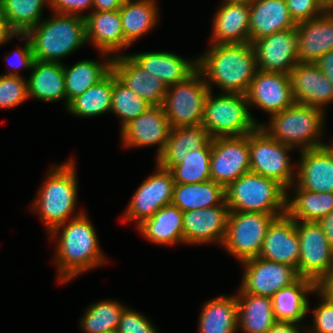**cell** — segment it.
Listing matches in <instances>:
<instances>
[{"mask_svg": "<svg viewBox=\"0 0 333 333\" xmlns=\"http://www.w3.org/2000/svg\"><path fill=\"white\" fill-rule=\"evenodd\" d=\"M84 211L55 227L48 235L55 240L54 264L57 281L71 282L90 270L108 263L99 245L97 231Z\"/></svg>", "mask_w": 333, "mask_h": 333, "instance_id": "cell-1", "label": "cell"}, {"mask_svg": "<svg viewBox=\"0 0 333 333\" xmlns=\"http://www.w3.org/2000/svg\"><path fill=\"white\" fill-rule=\"evenodd\" d=\"M209 48L197 56V69L212 91L246 94L258 71L251 43L208 44Z\"/></svg>", "mask_w": 333, "mask_h": 333, "instance_id": "cell-2", "label": "cell"}, {"mask_svg": "<svg viewBox=\"0 0 333 333\" xmlns=\"http://www.w3.org/2000/svg\"><path fill=\"white\" fill-rule=\"evenodd\" d=\"M75 161L71 157L61 164H51L30 204L29 208L40 217L47 233L84 212L83 209L74 212L77 208L79 185Z\"/></svg>", "mask_w": 333, "mask_h": 333, "instance_id": "cell-3", "label": "cell"}, {"mask_svg": "<svg viewBox=\"0 0 333 333\" xmlns=\"http://www.w3.org/2000/svg\"><path fill=\"white\" fill-rule=\"evenodd\" d=\"M42 19L25 35L29 38L33 58L38 61L58 62L87 44L85 18L52 13Z\"/></svg>", "mask_w": 333, "mask_h": 333, "instance_id": "cell-4", "label": "cell"}, {"mask_svg": "<svg viewBox=\"0 0 333 333\" xmlns=\"http://www.w3.org/2000/svg\"><path fill=\"white\" fill-rule=\"evenodd\" d=\"M326 112L320 108L294 102L290 107L268 117L260 127L276 141L302 150L327 145L323 142Z\"/></svg>", "mask_w": 333, "mask_h": 333, "instance_id": "cell-5", "label": "cell"}, {"mask_svg": "<svg viewBox=\"0 0 333 333\" xmlns=\"http://www.w3.org/2000/svg\"><path fill=\"white\" fill-rule=\"evenodd\" d=\"M229 211L286 213V189L276 180L248 172L225 188Z\"/></svg>", "mask_w": 333, "mask_h": 333, "instance_id": "cell-6", "label": "cell"}, {"mask_svg": "<svg viewBox=\"0 0 333 333\" xmlns=\"http://www.w3.org/2000/svg\"><path fill=\"white\" fill-rule=\"evenodd\" d=\"M249 109L246 94L209 91L204 104L202 125L211 138L243 136L253 132L261 123Z\"/></svg>", "mask_w": 333, "mask_h": 333, "instance_id": "cell-7", "label": "cell"}, {"mask_svg": "<svg viewBox=\"0 0 333 333\" xmlns=\"http://www.w3.org/2000/svg\"><path fill=\"white\" fill-rule=\"evenodd\" d=\"M249 149L250 172L276 180L286 190L295 183L297 163L290 156L293 147L276 141L258 126L249 133Z\"/></svg>", "mask_w": 333, "mask_h": 333, "instance_id": "cell-8", "label": "cell"}, {"mask_svg": "<svg viewBox=\"0 0 333 333\" xmlns=\"http://www.w3.org/2000/svg\"><path fill=\"white\" fill-rule=\"evenodd\" d=\"M279 216L281 215L229 211L222 249L235 257L239 264L258 257L269 225Z\"/></svg>", "mask_w": 333, "mask_h": 333, "instance_id": "cell-9", "label": "cell"}, {"mask_svg": "<svg viewBox=\"0 0 333 333\" xmlns=\"http://www.w3.org/2000/svg\"><path fill=\"white\" fill-rule=\"evenodd\" d=\"M209 91L198 69L186 80L168 86L162 107L171 128L200 125Z\"/></svg>", "mask_w": 333, "mask_h": 333, "instance_id": "cell-10", "label": "cell"}, {"mask_svg": "<svg viewBox=\"0 0 333 333\" xmlns=\"http://www.w3.org/2000/svg\"><path fill=\"white\" fill-rule=\"evenodd\" d=\"M296 230L300 243V258L296 271L299 277L318 284L333 270V249L318 222L296 221Z\"/></svg>", "mask_w": 333, "mask_h": 333, "instance_id": "cell-11", "label": "cell"}, {"mask_svg": "<svg viewBox=\"0 0 333 333\" xmlns=\"http://www.w3.org/2000/svg\"><path fill=\"white\" fill-rule=\"evenodd\" d=\"M175 182L170 170L156 164L154 173L148 176L134 192L126 206L122 222H133L135 227L152 217L161 207L171 204Z\"/></svg>", "mask_w": 333, "mask_h": 333, "instance_id": "cell-12", "label": "cell"}, {"mask_svg": "<svg viewBox=\"0 0 333 333\" xmlns=\"http://www.w3.org/2000/svg\"><path fill=\"white\" fill-rule=\"evenodd\" d=\"M250 172L249 134L212 138L210 178L226 188Z\"/></svg>", "mask_w": 333, "mask_h": 333, "instance_id": "cell-13", "label": "cell"}, {"mask_svg": "<svg viewBox=\"0 0 333 333\" xmlns=\"http://www.w3.org/2000/svg\"><path fill=\"white\" fill-rule=\"evenodd\" d=\"M240 265L243 267V274L238 288L247 294L272 297L278 290L299 278L294 267L261 257L246 260Z\"/></svg>", "mask_w": 333, "mask_h": 333, "instance_id": "cell-14", "label": "cell"}, {"mask_svg": "<svg viewBox=\"0 0 333 333\" xmlns=\"http://www.w3.org/2000/svg\"><path fill=\"white\" fill-rule=\"evenodd\" d=\"M251 45L259 70L289 74L298 63L296 27L275 32L251 42Z\"/></svg>", "mask_w": 333, "mask_h": 333, "instance_id": "cell-15", "label": "cell"}, {"mask_svg": "<svg viewBox=\"0 0 333 333\" xmlns=\"http://www.w3.org/2000/svg\"><path fill=\"white\" fill-rule=\"evenodd\" d=\"M246 96L250 111L254 107L267 113L269 117L294 103L289 74L259 69L250 83Z\"/></svg>", "mask_w": 333, "mask_h": 333, "instance_id": "cell-16", "label": "cell"}, {"mask_svg": "<svg viewBox=\"0 0 333 333\" xmlns=\"http://www.w3.org/2000/svg\"><path fill=\"white\" fill-rule=\"evenodd\" d=\"M171 131L162 106H151L120 130L123 148L157 147L155 158L164 149Z\"/></svg>", "mask_w": 333, "mask_h": 333, "instance_id": "cell-17", "label": "cell"}, {"mask_svg": "<svg viewBox=\"0 0 333 333\" xmlns=\"http://www.w3.org/2000/svg\"><path fill=\"white\" fill-rule=\"evenodd\" d=\"M229 208L224 201L210 208L183 212L184 245H221L225 238Z\"/></svg>", "mask_w": 333, "mask_h": 333, "instance_id": "cell-18", "label": "cell"}, {"mask_svg": "<svg viewBox=\"0 0 333 333\" xmlns=\"http://www.w3.org/2000/svg\"><path fill=\"white\" fill-rule=\"evenodd\" d=\"M295 183L303 190L333 193V146L299 151Z\"/></svg>", "mask_w": 333, "mask_h": 333, "instance_id": "cell-19", "label": "cell"}, {"mask_svg": "<svg viewBox=\"0 0 333 333\" xmlns=\"http://www.w3.org/2000/svg\"><path fill=\"white\" fill-rule=\"evenodd\" d=\"M289 78L294 102L324 111L333 103V84L315 63L298 62Z\"/></svg>", "mask_w": 333, "mask_h": 333, "instance_id": "cell-20", "label": "cell"}, {"mask_svg": "<svg viewBox=\"0 0 333 333\" xmlns=\"http://www.w3.org/2000/svg\"><path fill=\"white\" fill-rule=\"evenodd\" d=\"M300 243L296 221L286 213L276 217L269 225L260 254L265 260L298 268Z\"/></svg>", "mask_w": 333, "mask_h": 333, "instance_id": "cell-21", "label": "cell"}, {"mask_svg": "<svg viewBox=\"0 0 333 333\" xmlns=\"http://www.w3.org/2000/svg\"><path fill=\"white\" fill-rule=\"evenodd\" d=\"M112 72L116 78L152 106H162L167 86L142 69L129 55L113 57Z\"/></svg>", "mask_w": 333, "mask_h": 333, "instance_id": "cell-22", "label": "cell"}, {"mask_svg": "<svg viewBox=\"0 0 333 333\" xmlns=\"http://www.w3.org/2000/svg\"><path fill=\"white\" fill-rule=\"evenodd\" d=\"M250 6L221 2L212 19L209 44L250 43Z\"/></svg>", "mask_w": 333, "mask_h": 333, "instance_id": "cell-23", "label": "cell"}, {"mask_svg": "<svg viewBox=\"0 0 333 333\" xmlns=\"http://www.w3.org/2000/svg\"><path fill=\"white\" fill-rule=\"evenodd\" d=\"M128 55L167 87L186 80L197 70V57L188 59L168 51L137 52Z\"/></svg>", "mask_w": 333, "mask_h": 333, "instance_id": "cell-24", "label": "cell"}, {"mask_svg": "<svg viewBox=\"0 0 333 333\" xmlns=\"http://www.w3.org/2000/svg\"><path fill=\"white\" fill-rule=\"evenodd\" d=\"M87 44L112 57L124 55V34L119 9L92 11L85 17ZM121 52V53H120Z\"/></svg>", "mask_w": 333, "mask_h": 333, "instance_id": "cell-25", "label": "cell"}, {"mask_svg": "<svg viewBox=\"0 0 333 333\" xmlns=\"http://www.w3.org/2000/svg\"><path fill=\"white\" fill-rule=\"evenodd\" d=\"M299 36L298 62L315 63L333 50V9L296 24Z\"/></svg>", "mask_w": 333, "mask_h": 333, "instance_id": "cell-26", "label": "cell"}, {"mask_svg": "<svg viewBox=\"0 0 333 333\" xmlns=\"http://www.w3.org/2000/svg\"><path fill=\"white\" fill-rule=\"evenodd\" d=\"M29 98L44 103L65 101L67 108V93L65 89L63 64L58 62L33 61L30 75L27 77Z\"/></svg>", "mask_w": 333, "mask_h": 333, "instance_id": "cell-27", "label": "cell"}, {"mask_svg": "<svg viewBox=\"0 0 333 333\" xmlns=\"http://www.w3.org/2000/svg\"><path fill=\"white\" fill-rule=\"evenodd\" d=\"M317 290V284L299 277L294 283L278 290L271 298L276 321L296 322L306 326L309 310L308 294Z\"/></svg>", "mask_w": 333, "mask_h": 333, "instance_id": "cell-28", "label": "cell"}, {"mask_svg": "<svg viewBox=\"0 0 333 333\" xmlns=\"http://www.w3.org/2000/svg\"><path fill=\"white\" fill-rule=\"evenodd\" d=\"M249 6L250 43L275 32L296 27L285 0H254Z\"/></svg>", "mask_w": 333, "mask_h": 333, "instance_id": "cell-29", "label": "cell"}, {"mask_svg": "<svg viewBox=\"0 0 333 333\" xmlns=\"http://www.w3.org/2000/svg\"><path fill=\"white\" fill-rule=\"evenodd\" d=\"M136 230L153 244L168 247L184 244L183 212L172 203L165 205L139 224Z\"/></svg>", "mask_w": 333, "mask_h": 333, "instance_id": "cell-30", "label": "cell"}, {"mask_svg": "<svg viewBox=\"0 0 333 333\" xmlns=\"http://www.w3.org/2000/svg\"><path fill=\"white\" fill-rule=\"evenodd\" d=\"M124 49L151 32L159 20L157 0H127L119 9Z\"/></svg>", "mask_w": 333, "mask_h": 333, "instance_id": "cell-31", "label": "cell"}, {"mask_svg": "<svg viewBox=\"0 0 333 333\" xmlns=\"http://www.w3.org/2000/svg\"><path fill=\"white\" fill-rule=\"evenodd\" d=\"M211 139L202 124L171 128L169 138L162 152L156 157L155 164L171 170L181 163L191 150L204 147Z\"/></svg>", "mask_w": 333, "mask_h": 333, "instance_id": "cell-32", "label": "cell"}, {"mask_svg": "<svg viewBox=\"0 0 333 333\" xmlns=\"http://www.w3.org/2000/svg\"><path fill=\"white\" fill-rule=\"evenodd\" d=\"M99 55L103 62L83 59L72 66L63 64L67 106L72 99L99 83L112 71L113 57L102 52H99Z\"/></svg>", "mask_w": 333, "mask_h": 333, "instance_id": "cell-33", "label": "cell"}, {"mask_svg": "<svg viewBox=\"0 0 333 333\" xmlns=\"http://www.w3.org/2000/svg\"><path fill=\"white\" fill-rule=\"evenodd\" d=\"M238 305V331L242 333H267L276 322L272 298L269 296L236 292Z\"/></svg>", "mask_w": 333, "mask_h": 333, "instance_id": "cell-34", "label": "cell"}, {"mask_svg": "<svg viewBox=\"0 0 333 333\" xmlns=\"http://www.w3.org/2000/svg\"><path fill=\"white\" fill-rule=\"evenodd\" d=\"M236 295H220L206 301L201 308L198 333H237Z\"/></svg>", "mask_w": 333, "mask_h": 333, "instance_id": "cell-35", "label": "cell"}, {"mask_svg": "<svg viewBox=\"0 0 333 333\" xmlns=\"http://www.w3.org/2000/svg\"><path fill=\"white\" fill-rule=\"evenodd\" d=\"M332 210L333 193L303 190L296 183L286 190V214L295 221L318 222Z\"/></svg>", "mask_w": 333, "mask_h": 333, "instance_id": "cell-36", "label": "cell"}, {"mask_svg": "<svg viewBox=\"0 0 333 333\" xmlns=\"http://www.w3.org/2000/svg\"><path fill=\"white\" fill-rule=\"evenodd\" d=\"M224 201L225 188L212 180L174 186L172 204L182 212L214 207Z\"/></svg>", "mask_w": 333, "mask_h": 333, "instance_id": "cell-37", "label": "cell"}, {"mask_svg": "<svg viewBox=\"0 0 333 333\" xmlns=\"http://www.w3.org/2000/svg\"><path fill=\"white\" fill-rule=\"evenodd\" d=\"M113 72L99 83L88 88L83 94L72 99L66 110L73 117L93 118L111 111Z\"/></svg>", "mask_w": 333, "mask_h": 333, "instance_id": "cell-38", "label": "cell"}, {"mask_svg": "<svg viewBox=\"0 0 333 333\" xmlns=\"http://www.w3.org/2000/svg\"><path fill=\"white\" fill-rule=\"evenodd\" d=\"M126 306L119 300L104 299L93 302L79 319L82 333H108L116 331L121 313Z\"/></svg>", "mask_w": 333, "mask_h": 333, "instance_id": "cell-39", "label": "cell"}, {"mask_svg": "<svg viewBox=\"0 0 333 333\" xmlns=\"http://www.w3.org/2000/svg\"><path fill=\"white\" fill-rule=\"evenodd\" d=\"M0 7L10 27L25 34L44 18V7L50 8V0H0Z\"/></svg>", "mask_w": 333, "mask_h": 333, "instance_id": "cell-40", "label": "cell"}, {"mask_svg": "<svg viewBox=\"0 0 333 333\" xmlns=\"http://www.w3.org/2000/svg\"><path fill=\"white\" fill-rule=\"evenodd\" d=\"M211 151L212 139L204 147L191 150L181 163L170 170L175 184H193L211 180Z\"/></svg>", "mask_w": 333, "mask_h": 333, "instance_id": "cell-41", "label": "cell"}, {"mask_svg": "<svg viewBox=\"0 0 333 333\" xmlns=\"http://www.w3.org/2000/svg\"><path fill=\"white\" fill-rule=\"evenodd\" d=\"M152 105L122 84L113 73V91L110 113L120 120V130Z\"/></svg>", "mask_w": 333, "mask_h": 333, "instance_id": "cell-42", "label": "cell"}, {"mask_svg": "<svg viewBox=\"0 0 333 333\" xmlns=\"http://www.w3.org/2000/svg\"><path fill=\"white\" fill-rule=\"evenodd\" d=\"M29 99L24 77L0 75V109H12Z\"/></svg>", "mask_w": 333, "mask_h": 333, "instance_id": "cell-43", "label": "cell"}, {"mask_svg": "<svg viewBox=\"0 0 333 333\" xmlns=\"http://www.w3.org/2000/svg\"><path fill=\"white\" fill-rule=\"evenodd\" d=\"M315 295H319V303L312 310V324L306 325V333H333V303L324 297L318 290L314 292Z\"/></svg>", "mask_w": 333, "mask_h": 333, "instance_id": "cell-44", "label": "cell"}, {"mask_svg": "<svg viewBox=\"0 0 333 333\" xmlns=\"http://www.w3.org/2000/svg\"><path fill=\"white\" fill-rule=\"evenodd\" d=\"M15 38H18L20 41L23 40L24 43L23 46H18L4 57V60L11 71H7V73H4L3 75L23 77L20 70H31L34 61L32 48L29 38L25 34H16Z\"/></svg>", "mask_w": 333, "mask_h": 333, "instance_id": "cell-45", "label": "cell"}, {"mask_svg": "<svg viewBox=\"0 0 333 333\" xmlns=\"http://www.w3.org/2000/svg\"><path fill=\"white\" fill-rule=\"evenodd\" d=\"M117 333H159L153 322L139 311L126 306L121 313Z\"/></svg>", "mask_w": 333, "mask_h": 333, "instance_id": "cell-46", "label": "cell"}, {"mask_svg": "<svg viewBox=\"0 0 333 333\" xmlns=\"http://www.w3.org/2000/svg\"><path fill=\"white\" fill-rule=\"evenodd\" d=\"M285 1L288 6L289 14L296 24L318 17L328 10L322 0Z\"/></svg>", "mask_w": 333, "mask_h": 333, "instance_id": "cell-47", "label": "cell"}, {"mask_svg": "<svg viewBox=\"0 0 333 333\" xmlns=\"http://www.w3.org/2000/svg\"><path fill=\"white\" fill-rule=\"evenodd\" d=\"M49 9L52 13L76 15L85 18L93 10V0H50ZM87 11L88 13H84Z\"/></svg>", "mask_w": 333, "mask_h": 333, "instance_id": "cell-48", "label": "cell"}, {"mask_svg": "<svg viewBox=\"0 0 333 333\" xmlns=\"http://www.w3.org/2000/svg\"><path fill=\"white\" fill-rule=\"evenodd\" d=\"M267 333H306V326L290 321H276Z\"/></svg>", "mask_w": 333, "mask_h": 333, "instance_id": "cell-49", "label": "cell"}, {"mask_svg": "<svg viewBox=\"0 0 333 333\" xmlns=\"http://www.w3.org/2000/svg\"><path fill=\"white\" fill-rule=\"evenodd\" d=\"M315 64L333 84V50L322 55Z\"/></svg>", "mask_w": 333, "mask_h": 333, "instance_id": "cell-50", "label": "cell"}, {"mask_svg": "<svg viewBox=\"0 0 333 333\" xmlns=\"http://www.w3.org/2000/svg\"><path fill=\"white\" fill-rule=\"evenodd\" d=\"M17 33L10 27L0 7V47L10 43Z\"/></svg>", "mask_w": 333, "mask_h": 333, "instance_id": "cell-51", "label": "cell"}, {"mask_svg": "<svg viewBox=\"0 0 333 333\" xmlns=\"http://www.w3.org/2000/svg\"><path fill=\"white\" fill-rule=\"evenodd\" d=\"M127 0H93L92 11H115L120 9Z\"/></svg>", "mask_w": 333, "mask_h": 333, "instance_id": "cell-52", "label": "cell"}, {"mask_svg": "<svg viewBox=\"0 0 333 333\" xmlns=\"http://www.w3.org/2000/svg\"><path fill=\"white\" fill-rule=\"evenodd\" d=\"M317 290L333 303V270L317 284Z\"/></svg>", "mask_w": 333, "mask_h": 333, "instance_id": "cell-53", "label": "cell"}, {"mask_svg": "<svg viewBox=\"0 0 333 333\" xmlns=\"http://www.w3.org/2000/svg\"><path fill=\"white\" fill-rule=\"evenodd\" d=\"M318 223L321 225L330 247L333 249V210L321 218Z\"/></svg>", "mask_w": 333, "mask_h": 333, "instance_id": "cell-54", "label": "cell"}, {"mask_svg": "<svg viewBox=\"0 0 333 333\" xmlns=\"http://www.w3.org/2000/svg\"><path fill=\"white\" fill-rule=\"evenodd\" d=\"M254 0H222V2L226 3H244L250 5Z\"/></svg>", "mask_w": 333, "mask_h": 333, "instance_id": "cell-55", "label": "cell"}, {"mask_svg": "<svg viewBox=\"0 0 333 333\" xmlns=\"http://www.w3.org/2000/svg\"><path fill=\"white\" fill-rule=\"evenodd\" d=\"M322 2L328 9H333V0H322Z\"/></svg>", "mask_w": 333, "mask_h": 333, "instance_id": "cell-56", "label": "cell"}]
</instances>
